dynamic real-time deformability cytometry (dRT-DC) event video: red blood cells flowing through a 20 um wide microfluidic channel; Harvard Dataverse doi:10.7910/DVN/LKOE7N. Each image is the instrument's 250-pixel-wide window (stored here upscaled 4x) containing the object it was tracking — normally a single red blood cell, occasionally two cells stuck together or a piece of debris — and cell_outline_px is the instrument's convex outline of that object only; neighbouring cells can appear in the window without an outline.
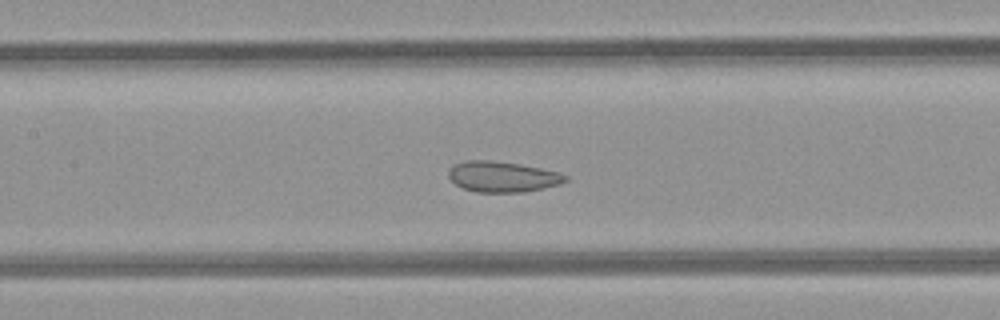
{"species": "common noctule bat (a hibernating species)", "species_latin": "Nyctalus noctula", "temperature_condition": "room temperature", "stored_images_in_passage": 49, "camera_frame_rate_fps": 3000, "um_per_image_px": 0.085, "animal": {"sex": "female", "body_mass_g": 21.9}, "frame": {"image": 1, "passage_image": 22, "time_ms": 7.0, "image_size_px": [1000, 320], "cell_outline_px": [[568, 180], [560, 184], [544, 188], [524, 192], [476, 192], [464, 188], [456, 184], [448, 176], [448, 168], [452, 164], [464, 160], [488, 160], [520, 164], [540, 168], [556, 172], [568, 176]], "centroid_in_image_um": [42.68, 15.01], "position_along_channel_um": 164.7, "area_um2": 20.92}}
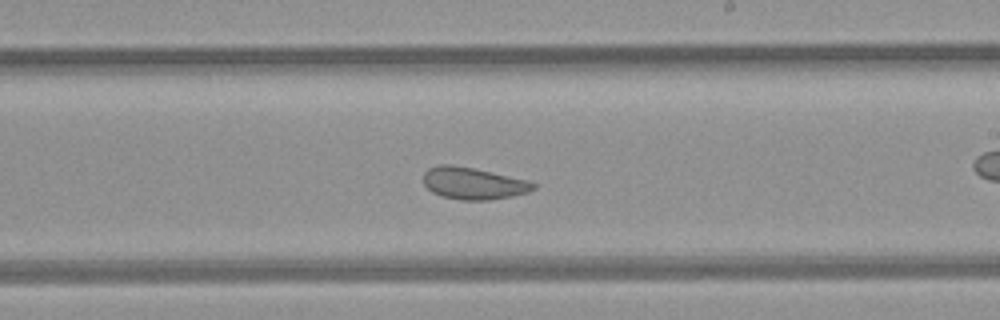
{"frame": {"image": 2, "passage_image": 28, "time_ms": 9.0, "image_size_px": [1000, 320], "cell_outline_px": [[536, 188], [528, 192], [512, 196], [488, 200], [460, 200], [440, 196], [432, 192], [424, 184], [424, 172], [428, 168], [440, 164], [452, 164], [472, 168], [528, 180], [536, 184]], "centroid_in_image_um": [40.21, 15.59], "position_along_channel_um": 248.8, "area_um2": 20.46}}
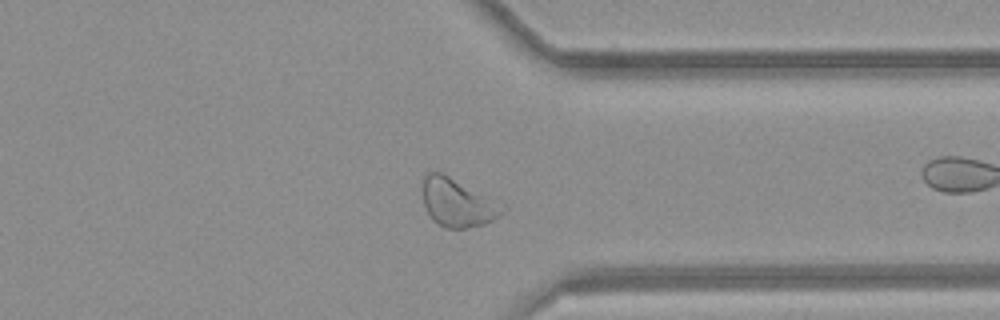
{"frame": {"image": 3, "passage_image": 37, "time_ms": 12.0, "image_size_px": [1000, 320], "cell_outline_px": [[504, 208], [492, 220], [484, 224], [468, 228], [444, 228], [432, 220], [424, 208], [424, 176], [428, 172], [440, 172], [504, 204]], "centroid_in_image_um": [38.86, 17.25], "position_along_channel_um": 372.5, "area_um2": 21.96}, "authors_computed_cell_mechanics": {"area_um2": 24.3338, "velocity_mm_per_s": 4.2152, "shape_relaxation_time_tau1_ms": null, "shape_relaxation_time_tau2_ms": 2.185, "deformation_change_tau1": null, "deformation_change_tau2": 0.0637}}